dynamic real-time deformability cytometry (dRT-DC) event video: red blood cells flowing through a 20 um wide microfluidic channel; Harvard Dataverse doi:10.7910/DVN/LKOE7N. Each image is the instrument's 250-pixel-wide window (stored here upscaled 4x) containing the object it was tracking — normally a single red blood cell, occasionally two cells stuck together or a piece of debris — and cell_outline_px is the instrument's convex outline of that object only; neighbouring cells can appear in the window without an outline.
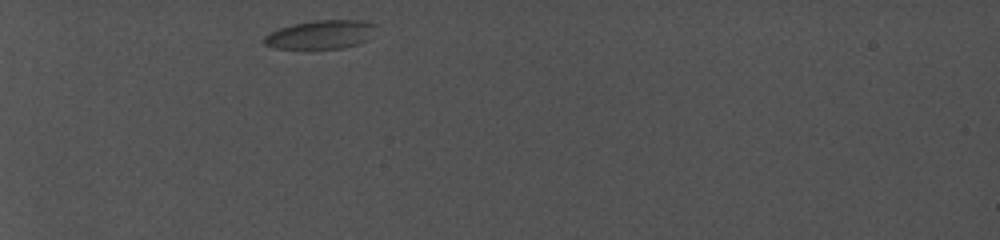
{"species": "common noctule bat (a hibernating species)", "species_latin": "Nyctalus noctula", "temperature_condition": "cold", "stored_images_in_passage": 6, "camera_frame_rate_fps": 5000, "um_per_image_px": 0.085, "animal": {"sex": "female", "body_mass_g": 19.0, "forearm_length_mm": 56.7}, "frame": {"image": 1, "passage_image": 1, "time_ms": 0.0, "image_size_px": [1000, 240], "cell_outline_px": [[376, 28], [368, 40], [360, 44], [344, 48], [276, 48], [264, 44], [260, 40], [264, 36], [280, 28], [292, 24], [312, 20], [360, 20], [376, 24]], "centroid_in_image_um": [27.28, 2.93], "position_along_channel_um": 57.7, "area_um2": 18.79}}
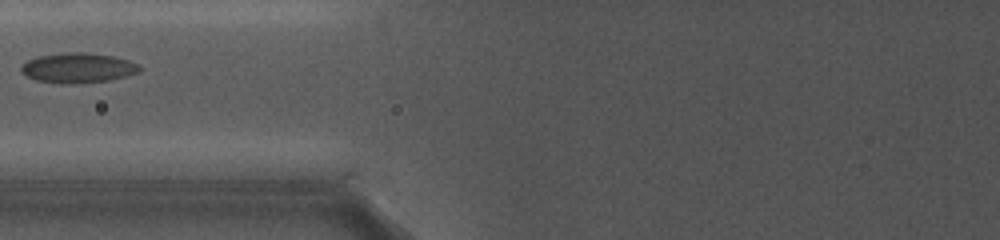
{"frame": {"image": 2, "passage_image": 5, "time_ms": 3.2, "image_size_px": [1000, 240], "cell_outline_px": [[140, 72], [108, 80], [76, 84], [60, 84], [36, 80], [24, 76], [20, 72], [20, 68], [28, 60], [36, 56], [72, 52], [80, 52], [112, 56], [128, 60], [140, 64]], "centroid_in_image_um": [6.59, 5.78], "position_along_channel_um": 119.2, "area_um2": 20.69}}